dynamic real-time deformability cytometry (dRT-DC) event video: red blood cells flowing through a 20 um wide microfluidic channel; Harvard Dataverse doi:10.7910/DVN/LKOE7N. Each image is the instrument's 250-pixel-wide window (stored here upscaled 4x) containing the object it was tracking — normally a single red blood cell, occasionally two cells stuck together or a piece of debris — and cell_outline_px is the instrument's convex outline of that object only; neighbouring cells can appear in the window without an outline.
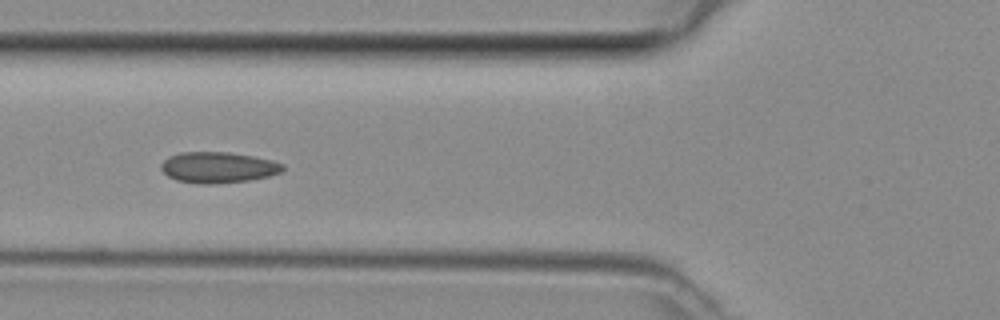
{"species": "common noctule bat (a hibernating species)", "species_latin": "Nyctalus noctula", "temperature_condition": "room temperature", "stored_images_in_passage": 5, "camera_frame_rate_fps": 3000, "um_per_image_px": 0.085, "animal": {"sex": "female", "body_mass_g": 29.2, "forearm_length_mm": 56.3}, "frame": {"image": 1, "passage_image": 5, "time_ms": 1.333, "image_size_px": [1000, 320], "cell_outline_px": [[284, 168], [280, 172], [268, 176], [248, 180], [216, 184], [200, 184], [176, 180], [168, 176], [160, 168], [160, 164], [168, 156], [180, 152], [228, 152], [252, 156], [272, 160], [284, 164]], "centroid_in_image_um": [18.51, 14.23], "position_along_channel_um": 107.3, "area_um2": 21.96}}